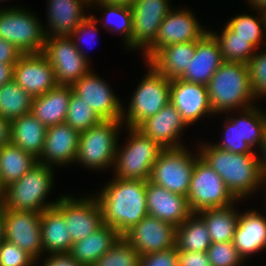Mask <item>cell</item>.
Wrapping results in <instances>:
<instances>
[{
	"instance_id": "cell-54",
	"label": "cell",
	"mask_w": 266,
	"mask_h": 266,
	"mask_svg": "<svg viewBox=\"0 0 266 266\" xmlns=\"http://www.w3.org/2000/svg\"><path fill=\"white\" fill-rule=\"evenodd\" d=\"M4 213H3V208H0V244L1 242L5 239L4 238Z\"/></svg>"
},
{
	"instance_id": "cell-48",
	"label": "cell",
	"mask_w": 266,
	"mask_h": 266,
	"mask_svg": "<svg viewBox=\"0 0 266 266\" xmlns=\"http://www.w3.org/2000/svg\"><path fill=\"white\" fill-rule=\"evenodd\" d=\"M50 255L43 266H82L69 253Z\"/></svg>"
},
{
	"instance_id": "cell-18",
	"label": "cell",
	"mask_w": 266,
	"mask_h": 266,
	"mask_svg": "<svg viewBox=\"0 0 266 266\" xmlns=\"http://www.w3.org/2000/svg\"><path fill=\"white\" fill-rule=\"evenodd\" d=\"M188 10H170L162 21L154 42L145 50L147 62L165 46L200 40L207 31L202 30Z\"/></svg>"
},
{
	"instance_id": "cell-19",
	"label": "cell",
	"mask_w": 266,
	"mask_h": 266,
	"mask_svg": "<svg viewBox=\"0 0 266 266\" xmlns=\"http://www.w3.org/2000/svg\"><path fill=\"white\" fill-rule=\"evenodd\" d=\"M13 80L33 98L58 85L53 67L42 52L22 54L13 67Z\"/></svg>"
},
{
	"instance_id": "cell-47",
	"label": "cell",
	"mask_w": 266,
	"mask_h": 266,
	"mask_svg": "<svg viewBox=\"0 0 266 266\" xmlns=\"http://www.w3.org/2000/svg\"><path fill=\"white\" fill-rule=\"evenodd\" d=\"M96 22H97V19L94 16H87L69 36L70 37L76 36L77 37L76 40L81 41L82 40L81 36L83 34L84 35L86 34L87 36L89 33L92 34V31L94 33L97 31V26L95 25Z\"/></svg>"
},
{
	"instance_id": "cell-38",
	"label": "cell",
	"mask_w": 266,
	"mask_h": 266,
	"mask_svg": "<svg viewBox=\"0 0 266 266\" xmlns=\"http://www.w3.org/2000/svg\"><path fill=\"white\" fill-rule=\"evenodd\" d=\"M140 257L137 250L121 236L92 266H139Z\"/></svg>"
},
{
	"instance_id": "cell-31",
	"label": "cell",
	"mask_w": 266,
	"mask_h": 266,
	"mask_svg": "<svg viewBox=\"0 0 266 266\" xmlns=\"http://www.w3.org/2000/svg\"><path fill=\"white\" fill-rule=\"evenodd\" d=\"M40 223L43 251L69 253L73 243L63 215L53 206L42 212Z\"/></svg>"
},
{
	"instance_id": "cell-40",
	"label": "cell",
	"mask_w": 266,
	"mask_h": 266,
	"mask_svg": "<svg viewBox=\"0 0 266 266\" xmlns=\"http://www.w3.org/2000/svg\"><path fill=\"white\" fill-rule=\"evenodd\" d=\"M103 9L106 10V18L105 24H109L111 27L110 31H120L124 34L125 40L127 42L126 45L130 46V40L132 35V12L130 7L122 6V5H106V4H98ZM115 18V19H114Z\"/></svg>"
},
{
	"instance_id": "cell-37",
	"label": "cell",
	"mask_w": 266,
	"mask_h": 266,
	"mask_svg": "<svg viewBox=\"0 0 266 266\" xmlns=\"http://www.w3.org/2000/svg\"><path fill=\"white\" fill-rule=\"evenodd\" d=\"M102 120L87 104L73 91L68 104L65 123L79 132L99 124Z\"/></svg>"
},
{
	"instance_id": "cell-20",
	"label": "cell",
	"mask_w": 266,
	"mask_h": 266,
	"mask_svg": "<svg viewBox=\"0 0 266 266\" xmlns=\"http://www.w3.org/2000/svg\"><path fill=\"white\" fill-rule=\"evenodd\" d=\"M170 103L181 114L187 125L193 124L205 114H213L207 86L179 78L171 80Z\"/></svg>"
},
{
	"instance_id": "cell-22",
	"label": "cell",
	"mask_w": 266,
	"mask_h": 266,
	"mask_svg": "<svg viewBox=\"0 0 266 266\" xmlns=\"http://www.w3.org/2000/svg\"><path fill=\"white\" fill-rule=\"evenodd\" d=\"M79 136L80 132L65 122L48 127L38 162L48 166L52 163L65 165L72 161L76 162Z\"/></svg>"
},
{
	"instance_id": "cell-2",
	"label": "cell",
	"mask_w": 266,
	"mask_h": 266,
	"mask_svg": "<svg viewBox=\"0 0 266 266\" xmlns=\"http://www.w3.org/2000/svg\"><path fill=\"white\" fill-rule=\"evenodd\" d=\"M201 148L200 157L221 176L227 189L237 200L256 191L259 184L265 183L259 158L255 153H232L215 145Z\"/></svg>"
},
{
	"instance_id": "cell-1",
	"label": "cell",
	"mask_w": 266,
	"mask_h": 266,
	"mask_svg": "<svg viewBox=\"0 0 266 266\" xmlns=\"http://www.w3.org/2000/svg\"><path fill=\"white\" fill-rule=\"evenodd\" d=\"M145 180L114 179L96 199L101 209L103 224L123 236L148 215Z\"/></svg>"
},
{
	"instance_id": "cell-13",
	"label": "cell",
	"mask_w": 266,
	"mask_h": 266,
	"mask_svg": "<svg viewBox=\"0 0 266 266\" xmlns=\"http://www.w3.org/2000/svg\"><path fill=\"white\" fill-rule=\"evenodd\" d=\"M54 207L63 215L72 243L83 240L103 225L97 200L60 197Z\"/></svg>"
},
{
	"instance_id": "cell-25",
	"label": "cell",
	"mask_w": 266,
	"mask_h": 266,
	"mask_svg": "<svg viewBox=\"0 0 266 266\" xmlns=\"http://www.w3.org/2000/svg\"><path fill=\"white\" fill-rule=\"evenodd\" d=\"M233 243L243 260L249 254L264 249L266 247V218L255 211L240 214Z\"/></svg>"
},
{
	"instance_id": "cell-36",
	"label": "cell",
	"mask_w": 266,
	"mask_h": 266,
	"mask_svg": "<svg viewBox=\"0 0 266 266\" xmlns=\"http://www.w3.org/2000/svg\"><path fill=\"white\" fill-rule=\"evenodd\" d=\"M209 33L218 42L224 62H240L247 64L255 54L256 48L250 42H247V39L233 36V30L228 25L225 26L220 36H218L216 32Z\"/></svg>"
},
{
	"instance_id": "cell-34",
	"label": "cell",
	"mask_w": 266,
	"mask_h": 266,
	"mask_svg": "<svg viewBox=\"0 0 266 266\" xmlns=\"http://www.w3.org/2000/svg\"><path fill=\"white\" fill-rule=\"evenodd\" d=\"M211 244L207 226L201 217L197 218L196 213L176 227L177 251L207 252Z\"/></svg>"
},
{
	"instance_id": "cell-4",
	"label": "cell",
	"mask_w": 266,
	"mask_h": 266,
	"mask_svg": "<svg viewBox=\"0 0 266 266\" xmlns=\"http://www.w3.org/2000/svg\"><path fill=\"white\" fill-rule=\"evenodd\" d=\"M51 167L38 162L17 182L5 187L2 208L15 211L43 212L53 207L57 201L44 204L53 182Z\"/></svg>"
},
{
	"instance_id": "cell-32",
	"label": "cell",
	"mask_w": 266,
	"mask_h": 266,
	"mask_svg": "<svg viewBox=\"0 0 266 266\" xmlns=\"http://www.w3.org/2000/svg\"><path fill=\"white\" fill-rule=\"evenodd\" d=\"M38 158L23 151L20 147L8 143L0 147V180L5 187L17 182L24 174L30 171Z\"/></svg>"
},
{
	"instance_id": "cell-7",
	"label": "cell",
	"mask_w": 266,
	"mask_h": 266,
	"mask_svg": "<svg viewBox=\"0 0 266 266\" xmlns=\"http://www.w3.org/2000/svg\"><path fill=\"white\" fill-rule=\"evenodd\" d=\"M193 213L208 208L232 205L237 199L227 189L221 176L197 154L187 194Z\"/></svg>"
},
{
	"instance_id": "cell-52",
	"label": "cell",
	"mask_w": 266,
	"mask_h": 266,
	"mask_svg": "<svg viewBox=\"0 0 266 266\" xmlns=\"http://www.w3.org/2000/svg\"><path fill=\"white\" fill-rule=\"evenodd\" d=\"M95 1V2H94ZM136 0H90V3L93 4H106V5H122L131 7Z\"/></svg>"
},
{
	"instance_id": "cell-33",
	"label": "cell",
	"mask_w": 266,
	"mask_h": 266,
	"mask_svg": "<svg viewBox=\"0 0 266 266\" xmlns=\"http://www.w3.org/2000/svg\"><path fill=\"white\" fill-rule=\"evenodd\" d=\"M232 207L208 208L196 213L204 220L212 243L233 242L239 214Z\"/></svg>"
},
{
	"instance_id": "cell-21",
	"label": "cell",
	"mask_w": 266,
	"mask_h": 266,
	"mask_svg": "<svg viewBox=\"0 0 266 266\" xmlns=\"http://www.w3.org/2000/svg\"><path fill=\"white\" fill-rule=\"evenodd\" d=\"M146 204L148 215L180 226L193 212L187 196L172 193L147 180Z\"/></svg>"
},
{
	"instance_id": "cell-41",
	"label": "cell",
	"mask_w": 266,
	"mask_h": 266,
	"mask_svg": "<svg viewBox=\"0 0 266 266\" xmlns=\"http://www.w3.org/2000/svg\"><path fill=\"white\" fill-rule=\"evenodd\" d=\"M207 254L211 266H240L243 261L233 242L212 243Z\"/></svg>"
},
{
	"instance_id": "cell-50",
	"label": "cell",
	"mask_w": 266,
	"mask_h": 266,
	"mask_svg": "<svg viewBox=\"0 0 266 266\" xmlns=\"http://www.w3.org/2000/svg\"><path fill=\"white\" fill-rule=\"evenodd\" d=\"M14 64L0 63V87L13 79Z\"/></svg>"
},
{
	"instance_id": "cell-45",
	"label": "cell",
	"mask_w": 266,
	"mask_h": 266,
	"mask_svg": "<svg viewBox=\"0 0 266 266\" xmlns=\"http://www.w3.org/2000/svg\"><path fill=\"white\" fill-rule=\"evenodd\" d=\"M179 266H211L207 252L178 251Z\"/></svg>"
},
{
	"instance_id": "cell-30",
	"label": "cell",
	"mask_w": 266,
	"mask_h": 266,
	"mask_svg": "<svg viewBox=\"0 0 266 266\" xmlns=\"http://www.w3.org/2000/svg\"><path fill=\"white\" fill-rule=\"evenodd\" d=\"M10 143L39 158L42 154L47 127L32 113L10 122Z\"/></svg>"
},
{
	"instance_id": "cell-17",
	"label": "cell",
	"mask_w": 266,
	"mask_h": 266,
	"mask_svg": "<svg viewBox=\"0 0 266 266\" xmlns=\"http://www.w3.org/2000/svg\"><path fill=\"white\" fill-rule=\"evenodd\" d=\"M73 92L97 114L101 120H123V108L108 84L89 71L71 85Z\"/></svg>"
},
{
	"instance_id": "cell-6",
	"label": "cell",
	"mask_w": 266,
	"mask_h": 266,
	"mask_svg": "<svg viewBox=\"0 0 266 266\" xmlns=\"http://www.w3.org/2000/svg\"><path fill=\"white\" fill-rule=\"evenodd\" d=\"M121 123L122 120H102L80 132L76 161L94 169L108 167L115 162Z\"/></svg>"
},
{
	"instance_id": "cell-9",
	"label": "cell",
	"mask_w": 266,
	"mask_h": 266,
	"mask_svg": "<svg viewBox=\"0 0 266 266\" xmlns=\"http://www.w3.org/2000/svg\"><path fill=\"white\" fill-rule=\"evenodd\" d=\"M45 28L28 11L0 10V38L12 43L22 54L41 53L46 42Z\"/></svg>"
},
{
	"instance_id": "cell-42",
	"label": "cell",
	"mask_w": 266,
	"mask_h": 266,
	"mask_svg": "<svg viewBox=\"0 0 266 266\" xmlns=\"http://www.w3.org/2000/svg\"><path fill=\"white\" fill-rule=\"evenodd\" d=\"M259 54H254L247 63L250 84L255 97L266 95V52Z\"/></svg>"
},
{
	"instance_id": "cell-29",
	"label": "cell",
	"mask_w": 266,
	"mask_h": 266,
	"mask_svg": "<svg viewBox=\"0 0 266 266\" xmlns=\"http://www.w3.org/2000/svg\"><path fill=\"white\" fill-rule=\"evenodd\" d=\"M49 2L48 19L52 34L47 31L46 37L69 36L87 17L82 11L83 3L90 4V0H50Z\"/></svg>"
},
{
	"instance_id": "cell-15",
	"label": "cell",
	"mask_w": 266,
	"mask_h": 266,
	"mask_svg": "<svg viewBox=\"0 0 266 266\" xmlns=\"http://www.w3.org/2000/svg\"><path fill=\"white\" fill-rule=\"evenodd\" d=\"M123 237L140 256L176 248V227L150 215L145 216Z\"/></svg>"
},
{
	"instance_id": "cell-11",
	"label": "cell",
	"mask_w": 266,
	"mask_h": 266,
	"mask_svg": "<svg viewBox=\"0 0 266 266\" xmlns=\"http://www.w3.org/2000/svg\"><path fill=\"white\" fill-rule=\"evenodd\" d=\"M191 154L184 147L164 149L152 167L149 181L172 193L187 196L197 159Z\"/></svg>"
},
{
	"instance_id": "cell-53",
	"label": "cell",
	"mask_w": 266,
	"mask_h": 266,
	"mask_svg": "<svg viewBox=\"0 0 266 266\" xmlns=\"http://www.w3.org/2000/svg\"><path fill=\"white\" fill-rule=\"evenodd\" d=\"M248 2H250L255 9L257 8V10H260L261 15L266 13V0H248Z\"/></svg>"
},
{
	"instance_id": "cell-16",
	"label": "cell",
	"mask_w": 266,
	"mask_h": 266,
	"mask_svg": "<svg viewBox=\"0 0 266 266\" xmlns=\"http://www.w3.org/2000/svg\"><path fill=\"white\" fill-rule=\"evenodd\" d=\"M168 0H136L132 12L131 47L147 49L155 40L162 21L171 10Z\"/></svg>"
},
{
	"instance_id": "cell-23",
	"label": "cell",
	"mask_w": 266,
	"mask_h": 266,
	"mask_svg": "<svg viewBox=\"0 0 266 266\" xmlns=\"http://www.w3.org/2000/svg\"><path fill=\"white\" fill-rule=\"evenodd\" d=\"M187 126L181 114L169 102L154 116L143 121L137 129L163 148L183 147L176 140L182 129Z\"/></svg>"
},
{
	"instance_id": "cell-14",
	"label": "cell",
	"mask_w": 266,
	"mask_h": 266,
	"mask_svg": "<svg viewBox=\"0 0 266 266\" xmlns=\"http://www.w3.org/2000/svg\"><path fill=\"white\" fill-rule=\"evenodd\" d=\"M4 238L30 254L35 260L42 253L40 217L42 212L3 209Z\"/></svg>"
},
{
	"instance_id": "cell-49",
	"label": "cell",
	"mask_w": 266,
	"mask_h": 266,
	"mask_svg": "<svg viewBox=\"0 0 266 266\" xmlns=\"http://www.w3.org/2000/svg\"><path fill=\"white\" fill-rule=\"evenodd\" d=\"M10 121L0 117V147L10 143Z\"/></svg>"
},
{
	"instance_id": "cell-27",
	"label": "cell",
	"mask_w": 266,
	"mask_h": 266,
	"mask_svg": "<svg viewBox=\"0 0 266 266\" xmlns=\"http://www.w3.org/2000/svg\"><path fill=\"white\" fill-rule=\"evenodd\" d=\"M196 41L175 43L161 48L147 63L168 79L179 78L191 63Z\"/></svg>"
},
{
	"instance_id": "cell-35",
	"label": "cell",
	"mask_w": 266,
	"mask_h": 266,
	"mask_svg": "<svg viewBox=\"0 0 266 266\" xmlns=\"http://www.w3.org/2000/svg\"><path fill=\"white\" fill-rule=\"evenodd\" d=\"M33 97L13 79L0 87V117L10 122L31 113Z\"/></svg>"
},
{
	"instance_id": "cell-28",
	"label": "cell",
	"mask_w": 266,
	"mask_h": 266,
	"mask_svg": "<svg viewBox=\"0 0 266 266\" xmlns=\"http://www.w3.org/2000/svg\"><path fill=\"white\" fill-rule=\"evenodd\" d=\"M120 237L117 230L103 224L83 240L73 243L69 254L82 266H92Z\"/></svg>"
},
{
	"instance_id": "cell-26",
	"label": "cell",
	"mask_w": 266,
	"mask_h": 266,
	"mask_svg": "<svg viewBox=\"0 0 266 266\" xmlns=\"http://www.w3.org/2000/svg\"><path fill=\"white\" fill-rule=\"evenodd\" d=\"M72 91L71 85H57L47 93L34 97L31 113L47 128L64 123Z\"/></svg>"
},
{
	"instance_id": "cell-46",
	"label": "cell",
	"mask_w": 266,
	"mask_h": 266,
	"mask_svg": "<svg viewBox=\"0 0 266 266\" xmlns=\"http://www.w3.org/2000/svg\"><path fill=\"white\" fill-rule=\"evenodd\" d=\"M22 53L12 43L0 38V63L16 64Z\"/></svg>"
},
{
	"instance_id": "cell-55",
	"label": "cell",
	"mask_w": 266,
	"mask_h": 266,
	"mask_svg": "<svg viewBox=\"0 0 266 266\" xmlns=\"http://www.w3.org/2000/svg\"><path fill=\"white\" fill-rule=\"evenodd\" d=\"M4 186L1 184V180H0V208L3 205V201H4Z\"/></svg>"
},
{
	"instance_id": "cell-5",
	"label": "cell",
	"mask_w": 266,
	"mask_h": 266,
	"mask_svg": "<svg viewBox=\"0 0 266 266\" xmlns=\"http://www.w3.org/2000/svg\"><path fill=\"white\" fill-rule=\"evenodd\" d=\"M129 142L122 151L116 150L115 178L149 180L152 167L165 149L134 127H128ZM120 152V153H119Z\"/></svg>"
},
{
	"instance_id": "cell-12",
	"label": "cell",
	"mask_w": 266,
	"mask_h": 266,
	"mask_svg": "<svg viewBox=\"0 0 266 266\" xmlns=\"http://www.w3.org/2000/svg\"><path fill=\"white\" fill-rule=\"evenodd\" d=\"M241 117L230 118L226 124L225 138L216 147L238 154H253L252 148L260 144L266 128V114L257 107L243 109Z\"/></svg>"
},
{
	"instance_id": "cell-3",
	"label": "cell",
	"mask_w": 266,
	"mask_h": 266,
	"mask_svg": "<svg viewBox=\"0 0 266 266\" xmlns=\"http://www.w3.org/2000/svg\"><path fill=\"white\" fill-rule=\"evenodd\" d=\"M207 90L213 113L252 107L251 99L255 98L248 65L240 62H223L207 84Z\"/></svg>"
},
{
	"instance_id": "cell-51",
	"label": "cell",
	"mask_w": 266,
	"mask_h": 266,
	"mask_svg": "<svg viewBox=\"0 0 266 266\" xmlns=\"http://www.w3.org/2000/svg\"><path fill=\"white\" fill-rule=\"evenodd\" d=\"M259 147L261 148L260 151H261V155L263 156V157H258L259 163H260L263 179L264 181H266V128L264 130L262 141L259 144Z\"/></svg>"
},
{
	"instance_id": "cell-8",
	"label": "cell",
	"mask_w": 266,
	"mask_h": 266,
	"mask_svg": "<svg viewBox=\"0 0 266 266\" xmlns=\"http://www.w3.org/2000/svg\"><path fill=\"white\" fill-rule=\"evenodd\" d=\"M42 53L53 67L58 85H72L90 70L86 54L70 36L46 37Z\"/></svg>"
},
{
	"instance_id": "cell-43",
	"label": "cell",
	"mask_w": 266,
	"mask_h": 266,
	"mask_svg": "<svg viewBox=\"0 0 266 266\" xmlns=\"http://www.w3.org/2000/svg\"><path fill=\"white\" fill-rule=\"evenodd\" d=\"M36 261L15 244L3 240L0 244V266H32Z\"/></svg>"
},
{
	"instance_id": "cell-39",
	"label": "cell",
	"mask_w": 266,
	"mask_h": 266,
	"mask_svg": "<svg viewBox=\"0 0 266 266\" xmlns=\"http://www.w3.org/2000/svg\"><path fill=\"white\" fill-rule=\"evenodd\" d=\"M261 19H255L247 14L238 15L227 23V25L233 30V36L242 37L247 39L257 50V46L262 39V30L260 26H263L266 31V13H263ZM261 20V21H259ZM262 22V23H261ZM264 24V25H260Z\"/></svg>"
},
{
	"instance_id": "cell-24",
	"label": "cell",
	"mask_w": 266,
	"mask_h": 266,
	"mask_svg": "<svg viewBox=\"0 0 266 266\" xmlns=\"http://www.w3.org/2000/svg\"><path fill=\"white\" fill-rule=\"evenodd\" d=\"M223 62L218 42L207 32L196 40L195 55L179 79L207 86Z\"/></svg>"
},
{
	"instance_id": "cell-10",
	"label": "cell",
	"mask_w": 266,
	"mask_h": 266,
	"mask_svg": "<svg viewBox=\"0 0 266 266\" xmlns=\"http://www.w3.org/2000/svg\"><path fill=\"white\" fill-rule=\"evenodd\" d=\"M145 78L141 81L133 94L126 124L128 127L137 128L143 121L158 113L170 102L171 79L158 73L151 65Z\"/></svg>"
},
{
	"instance_id": "cell-44",
	"label": "cell",
	"mask_w": 266,
	"mask_h": 266,
	"mask_svg": "<svg viewBox=\"0 0 266 266\" xmlns=\"http://www.w3.org/2000/svg\"><path fill=\"white\" fill-rule=\"evenodd\" d=\"M139 266H179L177 248L143 255L140 257Z\"/></svg>"
}]
</instances>
